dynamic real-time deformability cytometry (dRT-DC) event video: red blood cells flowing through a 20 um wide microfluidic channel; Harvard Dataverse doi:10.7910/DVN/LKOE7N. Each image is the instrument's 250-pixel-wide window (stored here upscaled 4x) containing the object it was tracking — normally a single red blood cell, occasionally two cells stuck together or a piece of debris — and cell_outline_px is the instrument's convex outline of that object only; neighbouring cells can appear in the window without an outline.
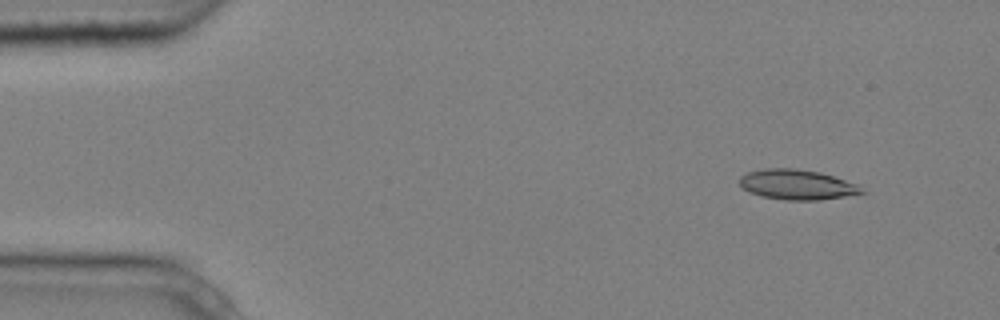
{"species": "common noctule bat (a hibernating species)", "species_latin": "Nyctalus noctula", "temperature_condition": "cold", "stored_images_in_passage": 5, "camera_frame_rate_fps": 3000, "um_per_image_px": 0.085, "animal": {"sex": "male", "body_mass_g": 20.4}, "frame": {"image": 1, "passage_image": 1, "time_ms": 0.0, "image_size_px": [1000, 320], "cell_outline_px": [[868, 192], [844, 196], [816, 200], [784, 200], [760, 196], [748, 192], [740, 184], [740, 176], [748, 172], [764, 168], [796, 168], [820, 172], [856, 184]], "centroid_in_image_um": [67.72, 15.69], "position_along_channel_um": 17.3, "area_um2": 21.33}}
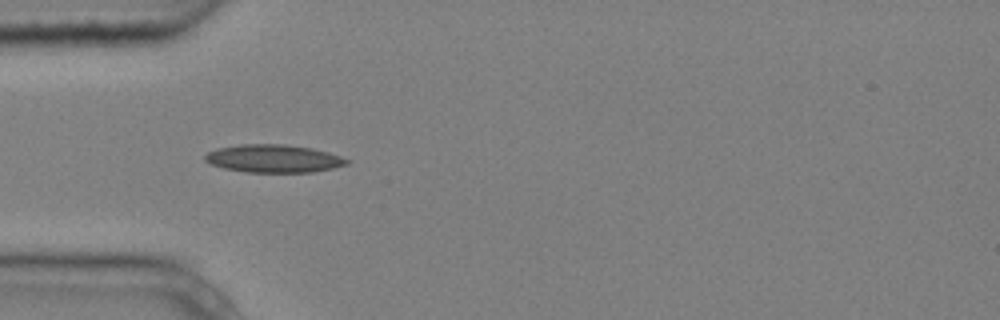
{"frame": {"image": 2, "passage_image": 4, "time_ms": 1.0, "image_size_px": [1000, 320], "cell_outline_px": [[348, 164], [332, 168], [312, 172], [244, 172], [224, 168], [212, 164], [204, 160], [204, 156], [208, 152], [220, 148], [240, 144], [284, 144], [312, 148], [328, 152], [340, 156], [348, 160]], "centroid_in_image_um": [23.25, 13.48], "position_along_channel_um": 61.8, "area_um2": 22.89}}
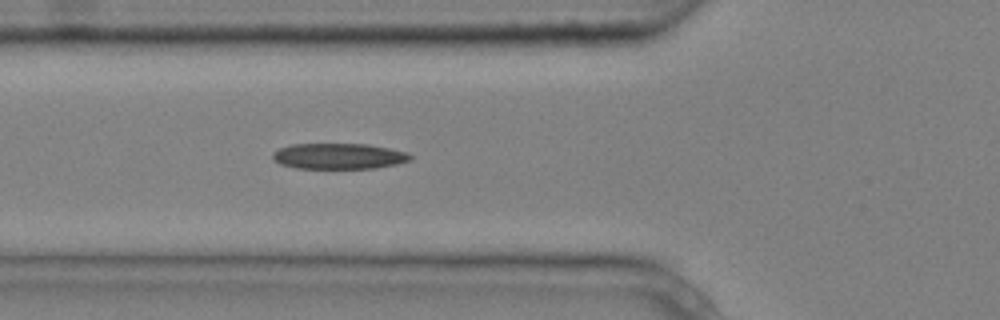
{"frame": {"image": 3, "passage_image": 5, "time_ms": 1.333, "image_size_px": [1000, 320], "cell_outline_px": [[412, 156], [408, 160], [396, 164], [376, 168], [296, 168], [280, 164], [272, 156], [272, 152], [280, 148], [292, 144], [368, 144], [388, 148], [404, 152]], "centroid_in_image_um": [28.75, 13.27], "position_along_channel_um": 97.0, "area_um2": 20.4}}